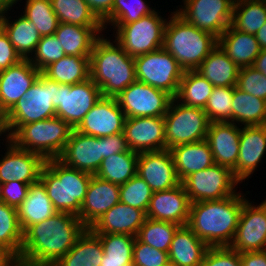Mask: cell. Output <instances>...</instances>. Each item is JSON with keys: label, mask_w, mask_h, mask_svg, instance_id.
<instances>
[{"label": "cell", "mask_w": 266, "mask_h": 266, "mask_svg": "<svg viewBox=\"0 0 266 266\" xmlns=\"http://www.w3.org/2000/svg\"><path fill=\"white\" fill-rule=\"evenodd\" d=\"M85 229L77 215L57 212L23 233L19 258L26 266H53L75 245Z\"/></svg>", "instance_id": "cell-1"}, {"label": "cell", "mask_w": 266, "mask_h": 266, "mask_svg": "<svg viewBox=\"0 0 266 266\" xmlns=\"http://www.w3.org/2000/svg\"><path fill=\"white\" fill-rule=\"evenodd\" d=\"M244 195L191 203L187 226L209 247H229L243 208Z\"/></svg>", "instance_id": "cell-2"}, {"label": "cell", "mask_w": 266, "mask_h": 266, "mask_svg": "<svg viewBox=\"0 0 266 266\" xmlns=\"http://www.w3.org/2000/svg\"><path fill=\"white\" fill-rule=\"evenodd\" d=\"M113 42L100 34L89 57L90 78L105 97H117L137 80L134 57Z\"/></svg>", "instance_id": "cell-3"}, {"label": "cell", "mask_w": 266, "mask_h": 266, "mask_svg": "<svg viewBox=\"0 0 266 266\" xmlns=\"http://www.w3.org/2000/svg\"><path fill=\"white\" fill-rule=\"evenodd\" d=\"M92 174L57 159L45 161L40 173L46 193L57 212L79 215Z\"/></svg>", "instance_id": "cell-4"}, {"label": "cell", "mask_w": 266, "mask_h": 266, "mask_svg": "<svg viewBox=\"0 0 266 266\" xmlns=\"http://www.w3.org/2000/svg\"><path fill=\"white\" fill-rule=\"evenodd\" d=\"M167 21L163 49L169 52L184 71L196 70L218 45V39L186 22L176 12Z\"/></svg>", "instance_id": "cell-5"}, {"label": "cell", "mask_w": 266, "mask_h": 266, "mask_svg": "<svg viewBox=\"0 0 266 266\" xmlns=\"http://www.w3.org/2000/svg\"><path fill=\"white\" fill-rule=\"evenodd\" d=\"M73 128L55 116L22 125L11 141L20 149L41 155L45 160L57 159L63 153Z\"/></svg>", "instance_id": "cell-6"}, {"label": "cell", "mask_w": 266, "mask_h": 266, "mask_svg": "<svg viewBox=\"0 0 266 266\" xmlns=\"http://www.w3.org/2000/svg\"><path fill=\"white\" fill-rule=\"evenodd\" d=\"M56 116L54 107V81L42 73L36 82L6 113L9 133L12 136L22 125Z\"/></svg>", "instance_id": "cell-7"}, {"label": "cell", "mask_w": 266, "mask_h": 266, "mask_svg": "<svg viewBox=\"0 0 266 266\" xmlns=\"http://www.w3.org/2000/svg\"><path fill=\"white\" fill-rule=\"evenodd\" d=\"M177 103V104H176ZM165 120L166 149L206 139L210 121L203 108L180 104L173 98Z\"/></svg>", "instance_id": "cell-8"}, {"label": "cell", "mask_w": 266, "mask_h": 266, "mask_svg": "<svg viewBox=\"0 0 266 266\" xmlns=\"http://www.w3.org/2000/svg\"><path fill=\"white\" fill-rule=\"evenodd\" d=\"M167 20L157 11L129 24H111L116 30L115 41L131 57H137L163 47Z\"/></svg>", "instance_id": "cell-9"}, {"label": "cell", "mask_w": 266, "mask_h": 266, "mask_svg": "<svg viewBox=\"0 0 266 266\" xmlns=\"http://www.w3.org/2000/svg\"><path fill=\"white\" fill-rule=\"evenodd\" d=\"M136 79L176 96L184 70L163 48L134 57Z\"/></svg>", "instance_id": "cell-10"}, {"label": "cell", "mask_w": 266, "mask_h": 266, "mask_svg": "<svg viewBox=\"0 0 266 266\" xmlns=\"http://www.w3.org/2000/svg\"><path fill=\"white\" fill-rule=\"evenodd\" d=\"M100 88L91 78L68 85L54 81V107L56 116L75 129L89 110L101 98Z\"/></svg>", "instance_id": "cell-11"}, {"label": "cell", "mask_w": 266, "mask_h": 266, "mask_svg": "<svg viewBox=\"0 0 266 266\" xmlns=\"http://www.w3.org/2000/svg\"><path fill=\"white\" fill-rule=\"evenodd\" d=\"M190 202L220 200L236 193L239 183L232 171L225 166L213 164L204 170L192 173L182 182Z\"/></svg>", "instance_id": "cell-12"}, {"label": "cell", "mask_w": 266, "mask_h": 266, "mask_svg": "<svg viewBox=\"0 0 266 266\" xmlns=\"http://www.w3.org/2000/svg\"><path fill=\"white\" fill-rule=\"evenodd\" d=\"M175 12L186 22L217 39L231 25L235 0H183Z\"/></svg>", "instance_id": "cell-13"}, {"label": "cell", "mask_w": 266, "mask_h": 266, "mask_svg": "<svg viewBox=\"0 0 266 266\" xmlns=\"http://www.w3.org/2000/svg\"><path fill=\"white\" fill-rule=\"evenodd\" d=\"M115 98L126 118L164 117L173 99L166 91L137 80Z\"/></svg>", "instance_id": "cell-14"}, {"label": "cell", "mask_w": 266, "mask_h": 266, "mask_svg": "<svg viewBox=\"0 0 266 266\" xmlns=\"http://www.w3.org/2000/svg\"><path fill=\"white\" fill-rule=\"evenodd\" d=\"M231 249L243 253L266 250V202L244 201Z\"/></svg>", "instance_id": "cell-15"}, {"label": "cell", "mask_w": 266, "mask_h": 266, "mask_svg": "<svg viewBox=\"0 0 266 266\" xmlns=\"http://www.w3.org/2000/svg\"><path fill=\"white\" fill-rule=\"evenodd\" d=\"M125 120L116 98L101 96L75 130L89 136L106 137L124 133Z\"/></svg>", "instance_id": "cell-16"}, {"label": "cell", "mask_w": 266, "mask_h": 266, "mask_svg": "<svg viewBox=\"0 0 266 266\" xmlns=\"http://www.w3.org/2000/svg\"><path fill=\"white\" fill-rule=\"evenodd\" d=\"M58 159L71 168L95 175L104 159L103 137L85 135L73 129Z\"/></svg>", "instance_id": "cell-17"}, {"label": "cell", "mask_w": 266, "mask_h": 266, "mask_svg": "<svg viewBox=\"0 0 266 266\" xmlns=\"http://www.w3.org/2000/svg\"><path fill=\"white\" fill-rule=\"evenodd\" d=\"M137 175L144 179L153 192L168 190L181 183L169 149L139 153Z\"/></svg>", "instance_id": "cell-18"}, {"label": "cell", "mask_w": 266, "mask_h": 266, "mask_svg": "<svg viewBox=\"0 0 266 266\" xmlns=\"http://www.w3.org/2000/svg\"><path fill=\"white\" fill-rule=\"evenodd\" d=\"M124 134L131 151L141 153L166 149L164 117L126 118Z\"/></svg>", "instance_id": "cell-19"}, {"label": "cell", "mask_w": 266, "mask_h": 266, "mask_svg": "<svg viewBox=\"0 0 266 266\" xmlns=\"http://www.w3.org/2000/svg\"><path fill=\"white\" fill-rule=\"evenodd\" d=\"M7 145V152L0 159V181L17 180L29 185L38 181L46 160L37 153L18 148L12 141Z\"/></svg>", "instance_id": "cell-20"}, {"label": "cell", "mask_w": 266, "mask_h": 266, "mask_svg": "<svg viewBox=\"0 0 266 266\" xmlns=\"http://www.w3.org/2000/svg\"><path fill=\"white\" fill-rule=\"evenodd\" d=\"M191 202L182 183L174 188L154 192L146 217L157 221H168L179 226L187 225Z\"/></svg>", "instance_id": "cell-21"}, {"label": "cell", "mask_w": 266, "mask_h": 266, "mask_svg": "<svg viewBox=\"0 0 266 266\" xmlns=\"http://www.w3.org/2000/svg\"><path fill=\"white\" fill-rule=\"evenodd\" d=\"M120 202V185L92 175L78 215L86 228H91L101 216Z\"/></svg>", "instance_id": "cell-22"}, {"label": "cell", "mask_w": 266, "mask_h": 266, "mask_svg": "<svg viewBox=\"0 0 266 266\" xmlns=\"http://www.w3.org/2000/svg\"><path fill=\"white\" fill-rule=\"evenodd\" d=\"M40 74L28 59L0 71L1 110L7 113L31 88Z\"/></svg>", "instance_id": "cell-23"}, {"label": "cell", "mask_w": 266, "mask_h": 266, "mask_svg": "<svg viewBox=\"0 0 266 266\" xmlns=\"http://www.w3.org/2000/svg\"><path fill=\"white\" fill-rule=\"evenodd\" d=\"M266 151V124L243 126L240 133V148L234 178L242 183L249 178L260 163Z\"/></svg>", "instance_id": "cell-24"}, {"label": "cell", "mask_w": 266, "mask_h": 266, "mask_svg": "<svg viewBox=\"0 0 266 266\" xmlns=\"http://www.w3.org/2000/svg\"><path fill=\"white\" fill-rule=\"evenodd\" d=\"M241 128L232 122H211L208 127L206 141L212 151L215 164L228 167L231 171L236 167L240 148Z\"/></svg>", "instance_id": "cell-25"}, {"label": "cell", "mask_w": 266, "mask_h": 266, "mask_svg": "<svg viewBox=\"0 0 266 266\" xmlns=\"http://www.w3.org/2000/svg\"><path fill=\"white\" fill-rule=\"evenodd\" d=\"M146 213L121 202L114 205L90 228L95 234H127L136 237Z\"/></svg>", "instance_id": "cell-26"}, {"label": "cell", "mask_w": 266, "mask_h": 266, "mask_svg": "<svg viewBox=\"0 0 266 266\" xmlns=\"http://www.w3.org/2000/svg\"><path fill=\"white\" fill-rule=\"evenodd\" d=\"M209 246L187 226H179L168 252L171 266H200Z\"/></svg>", "instance_id": "cell-27"}, {"label": "cell", "mask_w": 266, "mask_h": 266, "mask_svg": "<svg viewBox=\"0 0 266 266\" xmlns=\"http://www.w3.org/2000/svg\"><path fill=\"white\" fill-rule=\"evenodd\" d=\"M56 213L40 179L29 185L26 198L17 207L18 220L23 233L33 224L42 222Z\"/></svg>", "instance_id": "cell-28"}, {"label": "cell", "mask_w": 266, "mask_h": 266, "mask_svg": "<svg viewBox=\"0 0 266 266\" xmlns=\"http://www.w3.org/2000/svg\"><path fill=\"white\" fill-rule=\"evenodd\" d=\"M170 151L180 182L192 173L204 170L215 164L212 151L206 140L177 145L171 148Z\"/></svg>", "instance_id": "cell-29"}, {"label": "cell", "mask_w": 266, "mask_h": 266, "mask_svg": "<svg viewBox=\"0 0 266 266\" xmlns=\"http://www.w3.org/2000/svg\"><path fill=\"white\" fill-rule=\"evenodd\" d=\"M218 45L239 68L252 66L261 51L254 34L240 32L232 25L218 38Z\"/></svg>", "instance_id": "cell-30"}, {"label": "cell", "mask_w": 266, "mask_h": 266, "mask_svg": "<svg viewBox=\"0 0 266 266\" xmlns=\"http://www.w3.org/2000/svg\"><path fill=\"white\" fill-rule=\"evenodd\" d=\"M103 30V27L59 23L54 35L62 44L67 56L90 57L94 43Z\"/></svg>", "instance_id": "cell-31"}, {"label": "cell", "mask_w": 266, "mask_h": 266, "mask_svg": "<svg viewBox=\"0 0 266 266\" xmlns=\"http://www.w3.org/2000/svg\"><path fill=\"white\" fill-rule=\"evenodd\" d=\"M240 68L217 45L196 69L214 87H236Z\"/></svg>", "instance_id": "cell-32"}, {"label": "cell", "mask_w": 266, "mask_h": 266, "mask_svg": "<svg viewBox=\"0 0 266 266\" xmlns=\"http://www.w3.org/2000/svg\"><path fill=\"white\" fill-rule=\"evenodd\" d=\"M103 255L99 237L86 228L75 245L53 266H100Z\"/></svg>", "instance_id": "cell-33"}, {"label": "cell", "mask_w": 266, "mask_h": 266, "mask_svg": "<svg viewBox=\"0 0 266 266\" xmlns=\"http://www.w3.org/2000/svg\"><path fill=\"white\" fill-rule=\"evenodd\" d=\"M0 27L7 34L9 41L22 59H29L30 54L33 55L41 39L34 23L22 14L15 21H9V18L5 15L0 20Z\"/></svg>", "instance_id": "cell-34"}, {"label": "cell", "mask_w": 266, "mask_h": 266, "mask_svg": "<svg viewBox=\"0 0 266 266\" xmlns=\"http://www.w3.org/2000/svg\"><path fill=\"white\" fill-rule=\"evenodd\" d=\"M41 73L60 84L81 83L90 78L89 57L66 55L47 66Z\"/></svg>", "instance_id": "cell-35"}, {"label": "cell", "mask_w": 266, "mask_h": 266, "mask_svg": "<svg viewBox=\"0 0 266 266\" xmlns=\"http://www.w3.org/2000/svg\"><path fill=\"white\" fill-rule=\"evenodd\" d=\"M244 126L266 124V100L235 87L232 100V123Z\"/></svg>", "instance_id": "cell-36"}, {"label": "cell", "mask_w": 266, "mask_h": 266, "mask_svg": "<svg viewBox=\"0 0 266 266\" xmlns=\"http://www.w3.org/2000/svg\"><path fill=\"white\" fill-rule=\"evenodd\" d=\"M139 153L131 151L121 152L104 158L96 176L111 183L122 185L137 174Z\"/></svg>", "instance_id": "cell-37"}, {"label": "cell", "mask_w": 266, "mask_h": 266, "mask_svg": "<svg viewBox=\"0 0 266 266\" xmlns=\"http://www.w3.org/2000/svg\"><path fill=\"white\" fill-rule=\"evenodd\" d=\"M213 89L214 86L196 70L184 71L174 98L184 105L204 109Z\"/></svg>", "instance_id": "cell-38"}, {"label": "cell", "mask_w": 266, "mask_h": 266, "mask_svg": "<svg viewBox=\"0 0 266 266\" xmlns=\"http://www.w3.org/2000/svg\"><path fill=\"white\" fill-rule=\"evenodd\" d=\"M266 23V0H235L231 25L240 32L256 34Z\"/></svg>", "instance_id": "cell-39"}, {"label": "cell", "mask_w": 266, "mask_h": 266, "mask_svg": "<svg viewBox=\"0 0 266 266\" xmlns=\"http://www.w3.org/2000/svg\"><path fill=\"white\" fill-rule=\"evenodd\" d=\"M51 3L60 23L83 27H103L90 11L85 0H51Z\"/></svg>", "instance_id": "cell-40"}, {"label": "cell", "mask_w": 266, "mask_h": 266, "mask_svg": "<svg viewBox=\"0 0 266 266\" xmlns=\"http://www.w3.org/2000/svg\"><path fill=\"white\" fill-rule=\"evenodd\" d=\"M0 244L19 258L23 244V232L19 224L17 208L0 200Z\"/></svg>", "instance_id": "cell-41"}, {"label": "cell", "mask_w": 266, "mask_h": 266, "mask_svg": "<svg viewBox=\"0 0 266 266\" xmlns=\"http://www.w3.org/2000/svg\"><path fill=\"white\" fill-rule=\"evenodd\" d=\"M179 225L168 221H157L146 218L136 238L144 244L158 250L169 252L171 241Z\"/></svg>", "instance_id": "cell-42"}, {"label": "cell", "mask_w": 266, "mask_h": 266, "mask_svg": "<svg viewBox=\"0 0 266 266\" xmlns=\"http://www.w3.org/2000/svg\"><path fill=\"white\" fill-rule=\"evenodd\" d=\"M20 0H14V4ZM23 15L37 28L41 36L52 35L57 30L59 20L53 11L51 0H26Z\"/></svg>", "instance_id": "cell-43"}, {"label": "cell", "mask_w": 266, "mask_h": 266, "mask_svg": "<svg viewBox=\"0 0 266 266\" xmlns=\"http://www.w3.org/2000/svg\"><path fill=\"white\" fill-rule=\"evenodd\" d=\"M235 87H214L204 108L211 122H232V100Z\"/></svg>", "instance_id": "cell-44"}, {"label": "cell", "mask_w": 266, "mask_h": 266, "mask_svg": "<svg viewBox=\"0 0 266 266\" xmlns=\"http://www.w3.org/2000/svg\"><path fill=\"white\" fill-rule=\"evenodd\" d=\"M153 190L139 175L120 185V202L147 211Z\"/></svg>", "instance_id": "cell-45"}, {"label": "cell", "mask_w": 266, "mask_h": 266, "mask_svg": "<svg viewBox=\"0 0 266 266\" xmlns=\"http://www.w3.org/2000/svg\"><path fill=\"white\" fill-rule=\"evenodd\" d=\"M155 11L144 0H114L110 24H129Z\"/></svg>", "instance_id": "cell-46"}, {"label": "cell", "mask_w": 266, "mask_h": 266, "mask_svg": "<svg viewBox=\"0 0 266 266\" xmlns=\"http://www.w3.org/2000/svg\"><path fill=\"white\" fill-rule=\"evenodd\" d=\"M62 44L54 34L41 36L38 42L34 55L28 59L31 64L42 72L47 66L65 57Z\"/></svg>", "instance_id": "cell-47"}, {"label": "cell", "mask_w": 266, "mask_h": 266, "mask_svg": "<svg viewBox=\"0 0 266 266\" xmlns=\"http://www.w3.org/2000/svg\"><path fill=\"white\" fill-rule=\"evenodd\" d=\"M106 255V259L133 260L135 237L127 234H96Z\"/></svg>", "instance_id": "cell-48"}, {"label": "cell", "mask_w": 266, "mask_h": 266, "mask_svg": "<svg viewBox=\"0 0 266 266\" xmlns=\"http://www.w3.org/2000/svg\"><path fill=\"white\" fill-rule=\"evenodd\" d=\"M236 87L243 92L266 100V76L253 66L240 68Z\"/></svg>", "instance_id": "cell-49"}, {"label": "cell", "mask_w": 266, "mask_h": 266, "mask_svg": "<svg viewBox=\"0 0 266 266\" xmlns=\"http://www.w3.org/2000/svg\"><path fill=\"white\" fill-rule=\"evenodd\" d=\"M133 266H171L168 252L144 244L135 237Z\"/></svg>", "instance_id": "cell-50"}, {"label": "cell", "mask_w": 266, "mask_h": 266, "mask_svg": "<svg viewBox=\"0 0 266 266\" xmlns=\"http://www.w3.org/2000/svg\"><path fill=\"white\" fill-rule=\"evenodd\" d=\"M200 266H241L240 253L230 247H209Z\"/></svg>", "instance_id": "cell-51"}, {"label": "cell", "mask_w": 266, "mask_h": 266, "mask_svg": "<svg viewBox=\"0 0 266 266\" xmlns=\"http://www.w3.org/2000/svg\"><path fill=\"white\" fill-rule=\"evenodd\" d=\"M29 184L17 180L3 183L0 200L17 208L26 198Z\"/></svg>", "instance_id": "cell-52"}, {"label": "cell", "mask_w": 266, "mask_h": 266, "mask_svg": "<svg viewBox=\"0 0 266 266\" xmlns=\"http://www.w3.org/2000/svg\"><path fill=\"white\" fill-rule=\"evenodd\" d=\"M23 60L16 52L7 34L0 27V71L19 63Z\"/></svg>", "instance_id": "cell-53"}, {"label": "cell", "mask_w": 266, "mask_h": 266, "mask_svg": "<svg viewBox=\"0 0 266 266\" xmlns=\"http://www.w3.org/2000/svg\"><path fill=\"white\" fill-rule=\"evenodd\" d=\"M90 11L102 23L104 30L110 24V12L112 11L114 0H85ZM107 23V24H106Z\"/></svg>", "instance_id": "cell-54"}, {"label": "cell", "mask_w": 266, "mask_h": 266, "mask_svg": "<svg viewBox=\"0 0 266 266\" xmlns=\"http://www.w3.org/2000/svg\"><path fill=\"white\" fill-rule=\"evenodd\" d=\"M104 158L110 155L127 152L129 147L124 133H117L103 137Z\"/></svg>", "instance_id": "cell-55"}, {"label": "cell", "mask_w": 266, "mask_h": 266, "mask_svg": "<svg viewBox=\"0 0 266 266\" xmlns=\"http://www.w3.org/2000/svg\"><path fill=\"white\" fill-rule=\"evenodd\" d=\"M241 266H266V250L240 253Z\"/></svg>", "instance_id": "cell-56"}, {"label": "cell", "mask_w": 266, "mask_h": 266, "mask_svg": "<svg viewBox=\"0 0 266 266\" xmlns=\"http://www.w3.org/2000/svg\"><path fill=\"white\" fill-rule=\"evenodd\" d=\"M16 256L4 245L0 244V266H8Z\"/></svg>", "instance_id": "cell-57"}, {"label": "cell", "mask_w": 266, "mask_h": 266, "mask_svg": "<svg viewBox=\"0 0 266 266\" xmlns=\"http://www.w3.org/2000/svg\"><path fill=\"white\" fill-rule=\"evenodd\" d=\"M252 66L266 76V49L260 51Z\"/></svg>", "instance_id": "cell-58"}, {"label": "cell", "mask_w": 266, "mask_h": 266, "mask_svg": "<svg viewBox=\"0 0 266 266\" xmlns=\"http://www.w3.org/2000/svg\"><path fill=\"white\" fill-rule=\"evenodd\" d=\"M100 266H133V260L106 259L104 254Z\"/></svg>", "instance_id": "cell-59"}, {"label": "cell", "mask_w": 266, "mask_h": 266, "mask_svg": "<svg viewBox=\"0 0 266 266\" xmlns=\"http://www.w3.org/2000/svg\"><path fill=\"white\" fill-rule=\"evenodd\" d=\"M8 132V133H6ZM5 133L6 135V143L11 141V135L9 133L8 125H7V119H6V113L3 110H0V136ZM8 134V135H7Z\"/></svg>", "instance_id": "cell-60"}, {"label": "cell", "mask_w": 266, "mask_h": 266, "mask_svg": "<svg viewBox=\"0 0 266 266\" xmlns=\"http://www.w3.org/2000/svg\"><path fill=\"white\" fill-rule=\"evenodd\" d=\"M255 37L260 49H266V23L256 32Z\"/></svg>", "instance_id": "cell-61"}, {"label": "cell", "mask_w": 266, "mask_h": 266, "mask_svg": "<svg viewBox=\"0 0 266 266\" xmlns=\"http://www.w3.org/2000/svg\"><path fill=\"white\" fill-rule=\"evenodd\" d=\"M14 5V0H0V20L8 13L7 11H10V8H12Z\"/></svg>", "instance_id": "cell-62"}, {"label": "cell", "mask_w": 266, "mask_h": 266, "mask_svg": "<svg viewBox=\"0 0 266 266\" xmlns=\"http://www.w3.org/2000/svg\"><path fill=\"white\" fill-rule=\"evenodd\" d=\"M8 266H26V264L18 257H16Z\"/></svg>", "instance_id": "cell-63"}, {"label": "cell", "mask_w": 266, "mask_h": 266, "mask_svg": "<svg viewBox=\"0 0 266 266\" xmlns=\"http://www.w3.org/2000/svg\"><path fill=\"white\" fill-rule=\"evenodd\" d=\"M2 189H3V183L0 181V197H1V194H2Z\"/></svg>", "instance_id": "cell-64"}]
</instances>
